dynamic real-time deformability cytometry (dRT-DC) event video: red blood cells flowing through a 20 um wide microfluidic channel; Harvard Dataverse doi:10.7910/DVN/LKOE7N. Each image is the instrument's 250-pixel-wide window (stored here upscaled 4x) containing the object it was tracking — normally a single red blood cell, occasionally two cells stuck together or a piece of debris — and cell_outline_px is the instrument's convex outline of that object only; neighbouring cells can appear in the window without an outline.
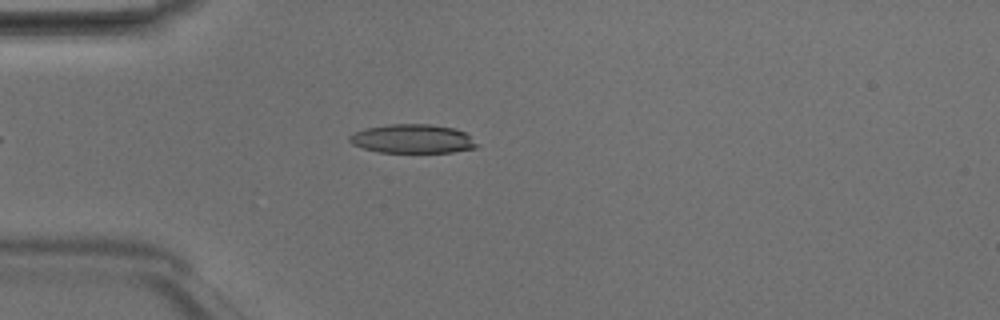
{"species": "Egyptian fruit bat (a non-hibernating species)", "species_latin": "Rousettus aegyptiacus", "temperature_condition": "room temperature", "stored_images_in_passage": 42, "camera_frame_rate_fps": 3000, "um_per_image_px": 0.085, "animal": {"sex": "male"}, "frame": {"image": 1, "passage_image": 10, "time_ms": 3.0, "image_size_px": [1000, 320], "cell_outline_px": [[480, 144], [476, 148], [452, 152], [380, 152], [364, 148], [352, 144], [348, 140], [348, 136], [364, 128], [388, 124], [428, 124], [452, 128], [464, 132]], "centroid_in_image_um": [35.07, 11.8], "position_along_channel_um": 49.9, "area_um2": 21.39}}
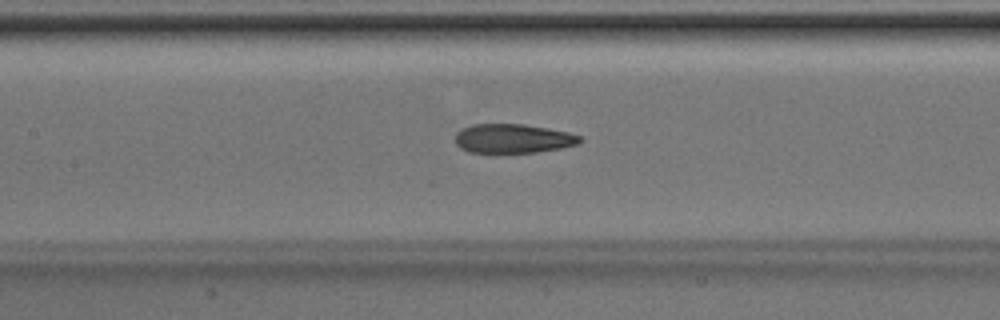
{"frame": {"image": 2, "passage_image": 19, "time_ms": 6.0, "image_size_px": [1000, 320], "cell_outline_px": [[584, 140], [576, 144], [560, 148], [536, 152], [468, 152], [460, 148], [456, 144], [456, 132], [472, 124], [524, 124], [548, 128], [568, 132], [580, 136]], "centroid_in_image_um": [43.6, 11.77], "position_along_channel_um": 163.8, "area_um2": 21.04}}
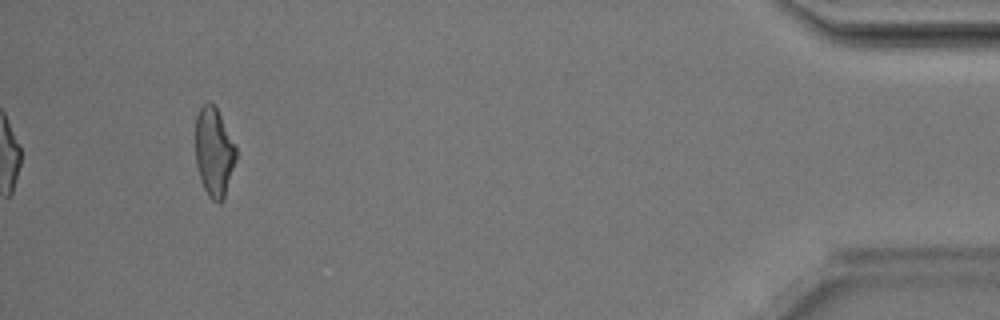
{"frame": {"image": 3, "passage_image": 42, "time_ms": 13.667, "image_size_px": [1000, 320], "cell_outline_px": [[236, 160], [224, 196], [220, 204], [212, 200], [208, 196], [200, 180], [196, 164], [196, 116], [200, 108], [208, 100], [216, 108], [236, 148]], "centroid_in_image_um": [18.17, 12.95], "position_along_channel_um": 417.0, "area_um2": 20.69}, "authors_computed_cell_mechanics": {"area_um2": 22.0796, "velocity_mm_per_s": 4.2207, "shape_relaxation_time_tau1_ms": 6.0507, "shape_relaxation_time_tau2_ms": 2.2733, "deformation_change_tau1": 0.2007, "deformation_change_tau2": 0.1029}}